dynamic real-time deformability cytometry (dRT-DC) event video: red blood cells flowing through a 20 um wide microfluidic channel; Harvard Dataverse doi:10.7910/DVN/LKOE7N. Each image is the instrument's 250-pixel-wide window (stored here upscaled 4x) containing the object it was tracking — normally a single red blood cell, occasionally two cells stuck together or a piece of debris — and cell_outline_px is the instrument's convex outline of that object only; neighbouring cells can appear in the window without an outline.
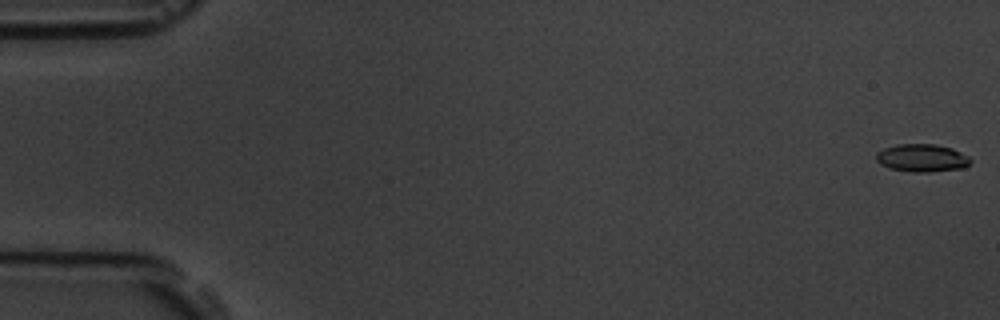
{"species": "common noctule bat (a hibernating species)", "species_latin": "Nyctalus noctula", "temperature_condition": "room temperature", "stored_images_in_passage": 5, "camera_frame_rate_fps": 3000, "um_per_image_px": 0.085, "animal": {"sex": "male", "body_mass_g": 19.5, "forearm_length_mm": 54.6}, "frame": {"image": 1, "passage_image": 1, "time_ms": 0.0, "image_size_px": [1000, 320], "cell_outline_px": [[972, 160], [964, 168], [928, 172], [912, 172], [888, 168], [880, 164], [876, 160], [876, 152], [884, 148], [896, 144], [936, 144], [952, 148], [968, 156]], "centroid_in_image_um": [78.35, 13.42], "position_along_channel_um": 6.7, "area_um2": 15.37}}
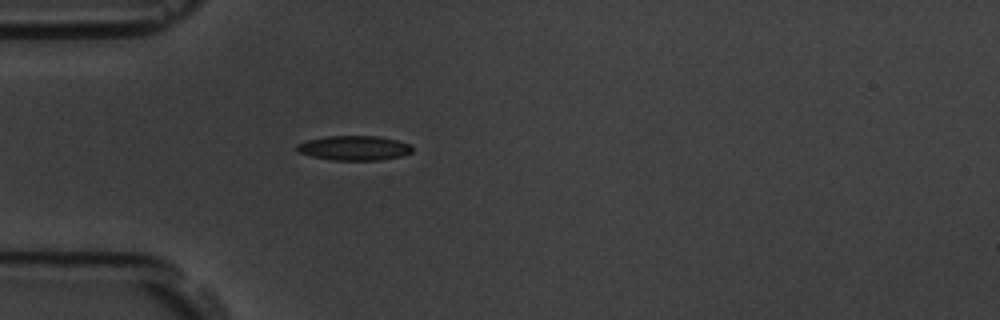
{"frame": {"image": 2, "passage_image": 5, "time_ms": 5.333, "image_size_px": [1000, 320], "cell_outline_px": [[412, 152], [400, 156], [380, 160], [332, 160], [312, 156], [300, 152], [296, 148], [296, 144], [304, 140], [324, 136], [380, 136], [412, 144]], "centroid_in_image_um": [30.09, 12.57], "position_along_channel_um": 54.9, "area_um2": 16.65}}